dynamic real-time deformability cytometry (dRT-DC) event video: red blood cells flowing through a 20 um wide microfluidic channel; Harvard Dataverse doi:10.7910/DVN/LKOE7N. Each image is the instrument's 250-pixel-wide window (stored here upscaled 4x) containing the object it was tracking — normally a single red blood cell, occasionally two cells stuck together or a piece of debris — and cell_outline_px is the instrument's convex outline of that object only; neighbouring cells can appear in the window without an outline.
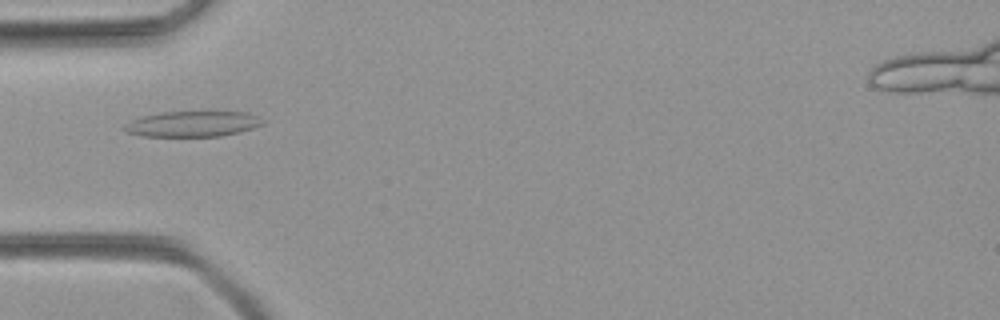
{"species": "common noctule bat (a hibernating species)", "species_latin": "Nyctalus noctula", "temperature_condition": "room temperature", "stored_images_in_passage": 51, "camera_frame_rate_fps": 3000, "um_per_image_px": 0.085, "animal": {"sex": "female", "body_mass_g": 21.9}, "frame": {"image": 1, "passage_image": 17, "time_ms": 5.333, "image_size_px": [1000, 320], "cell_outline_px": [[264, 124], [240, 132], [220, 136], [140, 136], [128, 132], [120, 128], [124, 124], [140, 116], [160, 112], [208, 108], [248, 112], [264, 120]], "centroid_in_image_um": [16.4, 10.47], "position_along_channel_um": 68.6, "area_um2": 21.96}}
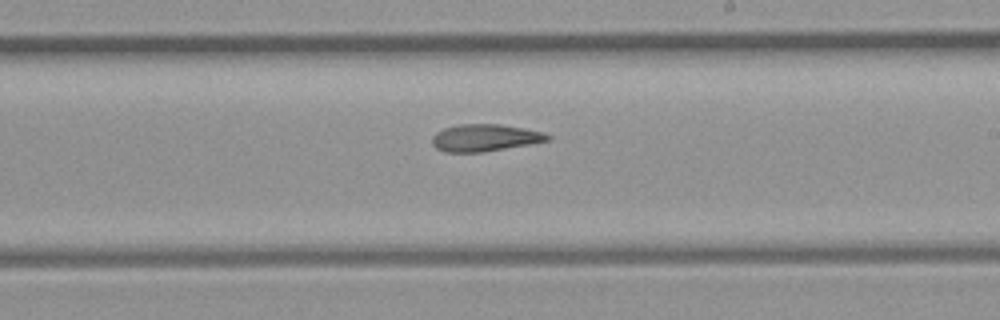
{"frame": {"image": 2, "passage_image": 30, "time_ms": 9.667, "image_size_px": [1000, 320], "cell_outline_px": [[552, 140], [484, 152], [444, 152], [436, 148], [432, 144], [432, 136], [436, 132], [444, 128], [460, 124], [500, 124], [524, 128], [544, 132], [552, 136]], "centroid_in_image_um": [41.23, 11.71], "position_along_channel_um": 247.8, "area_um2": 18.38}}
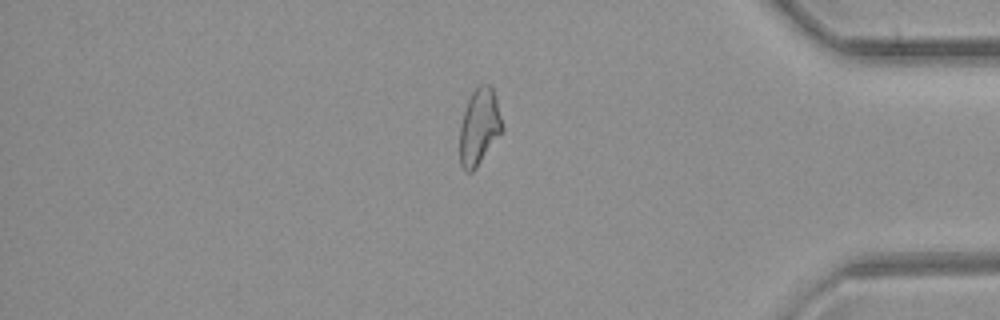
{"frame": {"image": 3, "passage_image": 43, "time_ms": 14.0, "image_size_px": [1000, 320], "cell_outline_px": [[504, 132], [476, 168], [472, 172], [464, 172], [460, 164], [460, 124], [468, 100], [472, 92], [480, 84], [488, 84], [492, 88], [496, 96], [504, 128]], "centroid_in_image_um": [40.76, 10.81], "position_along_channel_um": 394.4, "area_um2": 19.25}}